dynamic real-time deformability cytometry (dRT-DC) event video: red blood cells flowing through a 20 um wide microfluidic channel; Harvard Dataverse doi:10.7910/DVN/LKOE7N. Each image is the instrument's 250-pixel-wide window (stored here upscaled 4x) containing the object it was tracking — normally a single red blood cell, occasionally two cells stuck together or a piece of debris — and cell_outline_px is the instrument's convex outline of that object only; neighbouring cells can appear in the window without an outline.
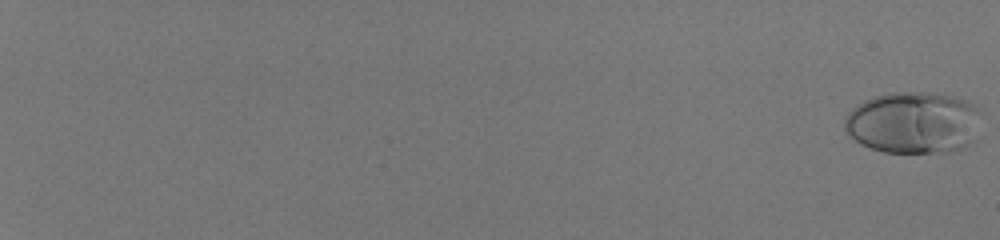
{"species": "human", "species_latin": "Homo sapiens", "temperature_condition": "room temperature", "stored_images_in_passage": 57, "camera_frame_rate_fps": 3000, "um_per_image_px": 0.085, "donor": {"sex": "male"}, "frame": {"image": 1, "passage_image": 1, "time_ms": 0.0, "image_size_px": [1000, 240], "cell_outline_px": [[980, 136], [976, 140], [964, 148], [952, 152], [884, 152], [860, 144], [848, 136], [844, 128], [844, 120], [848, 112], [852, 108], [864, 100], [876, 96], [892, 92], [924, 92], [952, 96], [968, 100], [980, 108]], "centroid_in_image_um": [77.7, 10.43], "position_along_channel_um": 7.3, "area_um2": 50.23}}
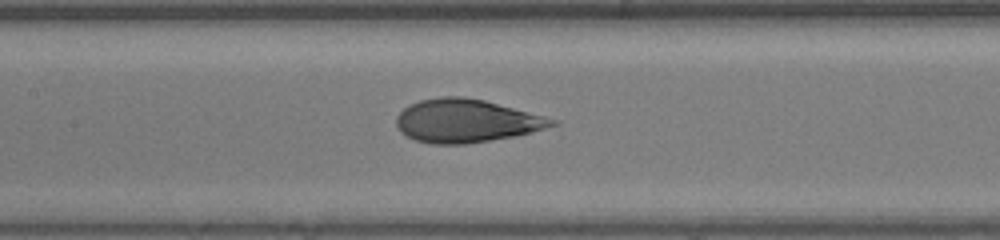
{"frame": {"image": 2, "passage_image": 34, "time_ms": 11.0, "image_size_px": [1000, 240], "cell_outline_px": [[560, 124], [532, 132], [516, 136], [464, 144], [432, 144], [416, 140], [400, 132], [396, 124], [396, 116], [404, 108], [420, 100], [440, 96], [464, 96], [484, 100], [560, 120]], "centroid_in_image_um": [39.65, 10.27], "position_along_channel_um": 167.7, "area_um2": 39.25}}
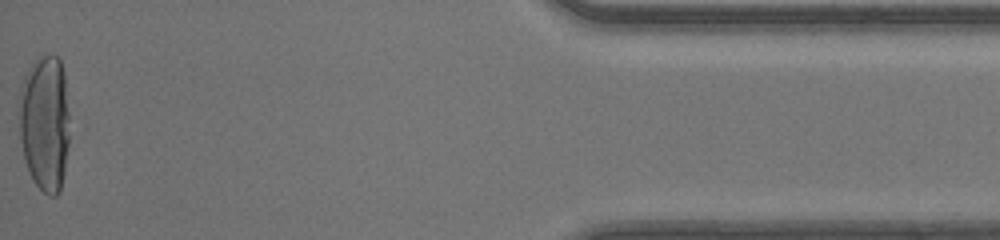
{"frame": {"image": 3, "passage_image": 57, "time_ms": 18.667, "image_size_px": [1000, 240], "cell_outline_px": [[68, 144], [64, 172], [60, 192], [56, 196], [48, 196], [32, 180], [28, 172], [24, 160], [20, 140], [16, 112], [20, 88], [24, 76], [32, 64], [40, 56], [56, 56], [60, 60], [64, 72], [68, 112]], "centroid_in_image_um": [3.76, 10.47], "position_along_channel_um": 431.4, "area_um2": 40.86}, "authors_computed_cell_mechanics": {"area_um2": 40.3444, "velocity_mm_per_s": 4.1659, "shape_relaxation_time_tau1_ms": 5.3167, "shape_relaxation_time_tau2_ms": null, "deformation_change_tau1": 0.2529, "deformation_change_tau2": null}}